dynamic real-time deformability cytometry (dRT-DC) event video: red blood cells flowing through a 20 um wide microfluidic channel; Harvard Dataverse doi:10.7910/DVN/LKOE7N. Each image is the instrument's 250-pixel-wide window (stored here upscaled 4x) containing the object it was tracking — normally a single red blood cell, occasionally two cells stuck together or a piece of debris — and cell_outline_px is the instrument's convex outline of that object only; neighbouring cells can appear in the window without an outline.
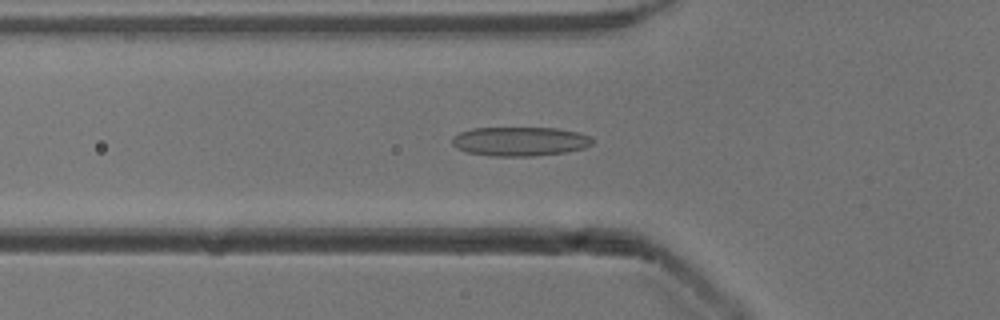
{"species": "common noctule bat (a hibernating species)", "species_latin": "Nyctalus noctula", "temperature_condition": "cold", "stored_images_in_passage": 39, "camera_frame_rate_fps": 3000, "um_per_image_px": 0.085, "animal": {"sex": "male", "body_mass_g": 13.3}, "frame": {"image": 1, "passage_image": 5, "time_ms": 1.333, "image_size_px": [1000, 320], "cell_outline_px": [[592, 140], [588, 144], [580, 148], [560, 152], [472, 152], [460, 148], [456, 136], [464, 132], [476, 128], [548, 128], [572, 132], [584, 136]], "centroid_in_image_um": [44.24, 11.92], "position_along_channel_um": 81.6, "area_um2": 20.23}}
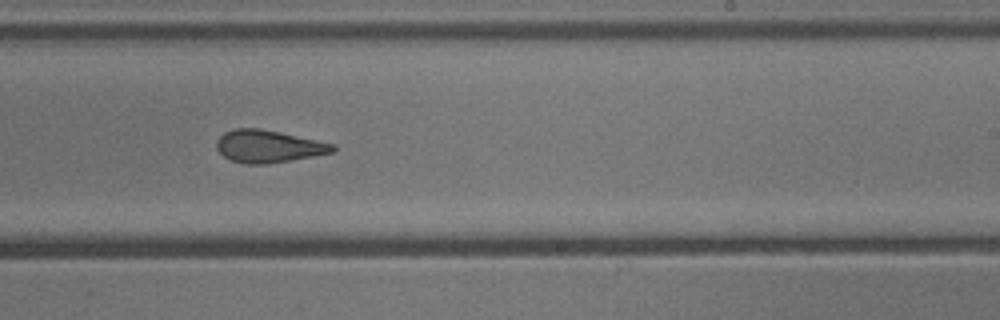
{"frame": {"image": 2, "passage_image": 19, "time_ms": 6.0, "image_size_px": [1000, 320], "cell_outline_px": [[336, 148], [332, 152], [284, 160], [232, 160], [224, 156], [220, 152], [220, 136], [228, 132], [240, 128], [252, 128], [276, 132], [332, 144]], "centroid_in_image_um": [22.84, 12.38], "position_along_channel_um": 266.2, "area_um2": 19.42}}
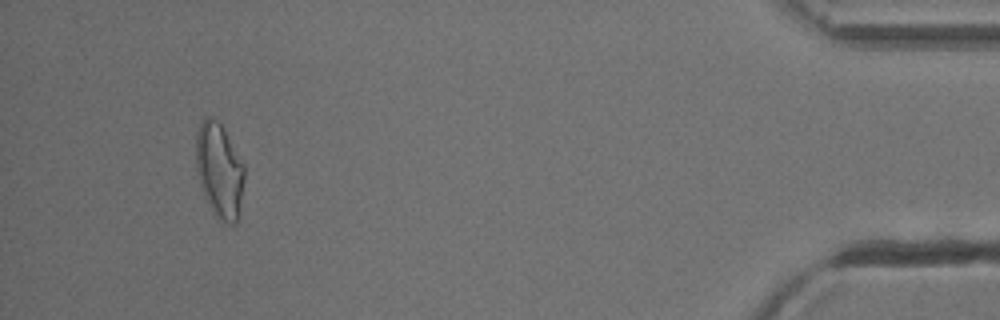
{"frame": {"image": 3, "passage_image": 36, "time_ms": 11.667, "image_size_px": [1000, 320], "cell_outline_px": [[244, 176], [236, 220], [220, 212], [216, 208], [204, 184], [200, 168], [200, 132], [204, 124], [208, 120], [220, 124], [244, 168]], "centroid_in_image_um": [18.77, 14.38], "position_along_channel_um": 416.4, "area_um2": 21.44}, "authors_computed_cell_mechanics": {"area_um2": 20.4034, "velocity_mm_per_s": 3.9336, "shape_relaxation_time_tau1_ms": 9.6624, "shape_relaxation_time_tau2_ms": 2.4846, "deformation_change_tau1": 0.2478, "deformation_change_tau2": 0.115}}